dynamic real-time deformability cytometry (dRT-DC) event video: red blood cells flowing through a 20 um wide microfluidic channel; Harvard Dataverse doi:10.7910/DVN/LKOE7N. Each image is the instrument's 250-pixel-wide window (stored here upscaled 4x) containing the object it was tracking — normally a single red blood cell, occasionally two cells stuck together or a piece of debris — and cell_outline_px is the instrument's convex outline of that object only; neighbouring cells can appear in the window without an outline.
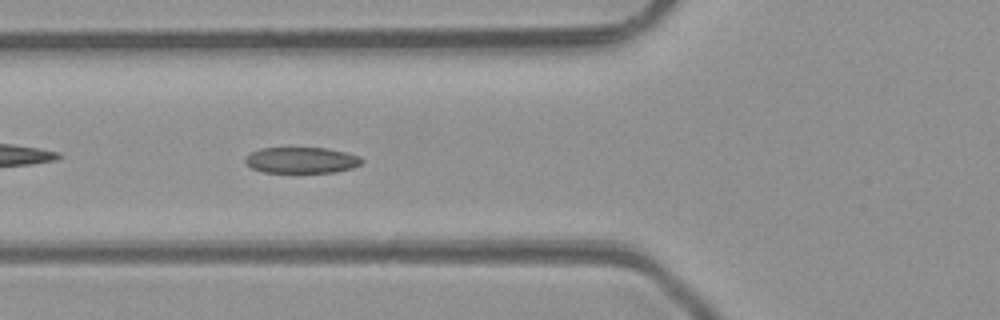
{"species": "common noctule bat (a hibernating species)", "species_latin": "Nyctalus noctula", "temperature_condition": "room temperature", "stored_images_in_passage": 5, "camera_frame_rate_fps": 3000, "um_per_image_px": 0.085, "animal": {"sex": "male", "body_mass_g": 23.1, "forearm_length_mm": 52.7}, "frame": {"image": 1, "passage_image": 5, "time_ms": 4.333, "image_size_px": [1000, 320], "cell_outline_px": [[364, 160], [360, 164], [352, 168], [336, 172], [264, 172], [252, 168], [244, 160], [244, 156], [260, 148], [328, 148], [360, 156]], "centroid_in_image_um": [25.63, 13.61], "position_along_channel_um": 100.2, "area_um2": 17.63}}